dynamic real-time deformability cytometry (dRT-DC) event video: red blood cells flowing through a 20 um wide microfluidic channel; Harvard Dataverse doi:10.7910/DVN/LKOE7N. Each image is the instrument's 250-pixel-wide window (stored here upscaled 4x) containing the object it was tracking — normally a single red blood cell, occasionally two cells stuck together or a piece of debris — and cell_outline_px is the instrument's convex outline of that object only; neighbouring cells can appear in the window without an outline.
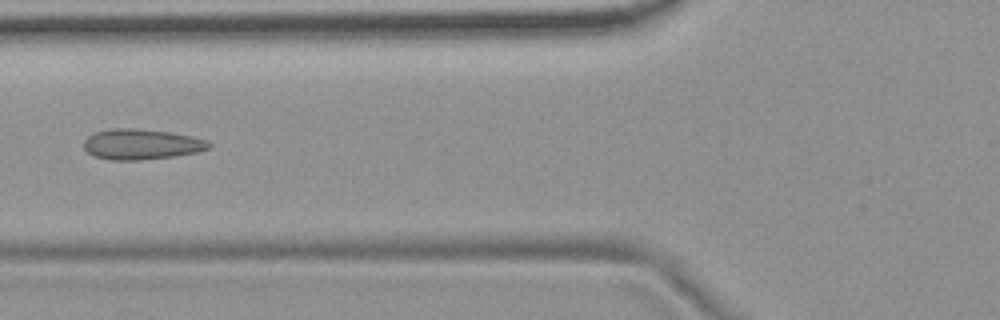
{"species": "common noctule bat (a hibernating species)", "species_latin": "Nyctalus noctula", "temperature_condition": "room temperature", "stored_images_in_passage": 7, "camera_frame_rate_fps": 3000, "um_per_image_px": 0.085, "animal": {"sex": "female", "body_mass_g": 19.9}, "frame": {"image": 1, "passage_image": 4, "time_ms": 4.333, "image_size_px": [1000, 320], "cell_outline_px": [[212, 144], [208, 148], [196, 152], [172, 156], [140, 160], [108, 160], [92, 156], [84, 148], [84, 140], [88, 136], [96, 132], [112, 128], [132, 128], [168, 132], [192, 136], [208, 140]], "centroid_in_image_um": [11.99, 12.26], "position_along_channel_um": 113.8, "area_um2": 22.14}}
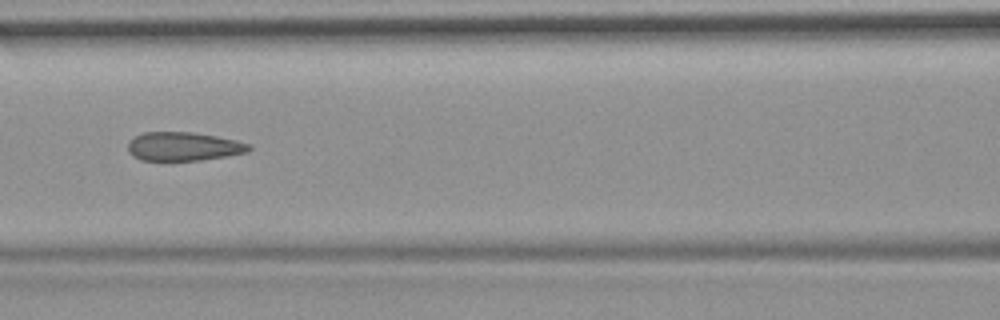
{"frame": {"image": 2, "passage_image": 5, "time_ms": 5.333, "image_size_px": [1000, 320], "cell_outline_px": [[252, 148], [248, 152], [228, 156], [200, 160], [140, 160], [132, 156], [128, 152], [128, 140], [144, 132], [192, 132], [216, 136], [236, 140], [252, 144]], "centroid_in_image_um": [15.61, 12.45], "position_along_channel_um": 151.0, "area_um2": 20.4}}
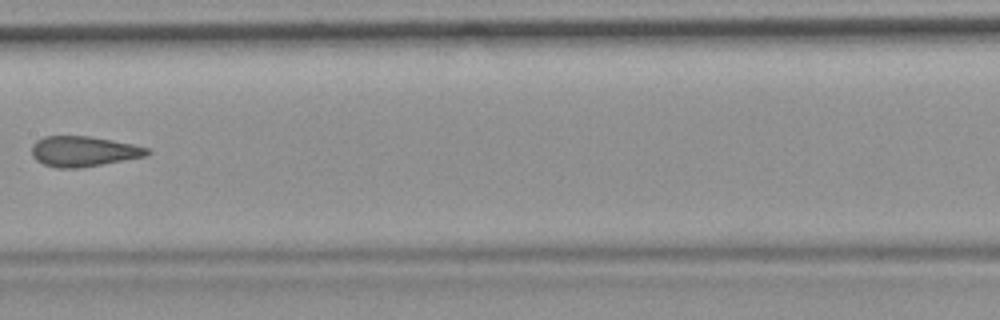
{"frame": {"image": 3, "passage_image": 6, "time_ms": 6.667, "image_size_px": [1000, 320], "cell_outline_px": [[152, 152], [148, 156], [80, 168], [56, 168], [44, 164], [36, 160], [32, 156], [32, 144], [36, 140], [44, 136], [88, 136], [112, 140], [132, 144], [148, 148]], "centroid_in_image_um": [7.1, 12.87], "position_along_channel_um": 200.3, "area_um2": 20.52}}